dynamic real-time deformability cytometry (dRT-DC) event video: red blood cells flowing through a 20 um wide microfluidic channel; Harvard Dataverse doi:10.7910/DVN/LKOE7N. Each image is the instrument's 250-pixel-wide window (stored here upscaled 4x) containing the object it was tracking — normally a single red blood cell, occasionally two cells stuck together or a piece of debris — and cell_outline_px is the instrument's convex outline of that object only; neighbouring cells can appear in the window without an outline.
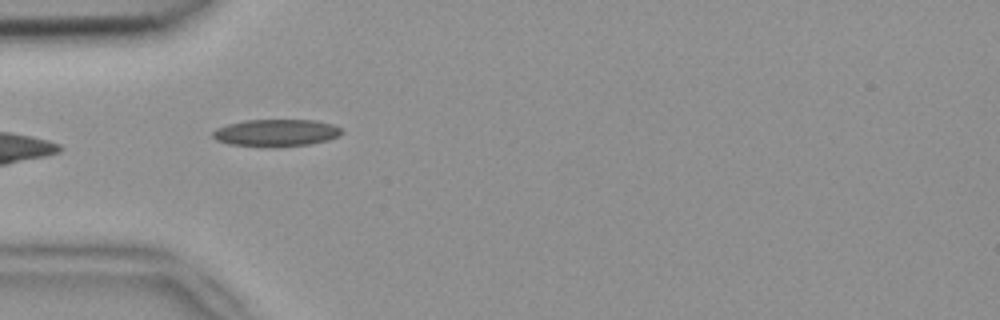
{"species": "common noctule bat (a hibernating species)", "species_latin": "Nyctalus noctula", "temperature_condition": "room temperature", "stored_images_in_passage": 7, "camera_frame_rate_fps": 3000, "um_per_image_px": 0.085, "animal": {"sex": "female", "body_mass_g": 18.4}, "frame": {"image": 1, "passage_image": 5, "time_ms": 1.333, "image_size_px": [1000, 320], "cell_outline_px": [[344, 132], [340, 136], [328, 140], [312, 144], [228, 144], [216, 140], [212, 136], [212, 132], [216, 128], [228, 124], [244, 120], [316, 120], [332, 124], [340, 128]], "centroid_in_image_um": [23.5, 11.24], "position_along_channel_um": 61.5, "area_um2": 19.59}}